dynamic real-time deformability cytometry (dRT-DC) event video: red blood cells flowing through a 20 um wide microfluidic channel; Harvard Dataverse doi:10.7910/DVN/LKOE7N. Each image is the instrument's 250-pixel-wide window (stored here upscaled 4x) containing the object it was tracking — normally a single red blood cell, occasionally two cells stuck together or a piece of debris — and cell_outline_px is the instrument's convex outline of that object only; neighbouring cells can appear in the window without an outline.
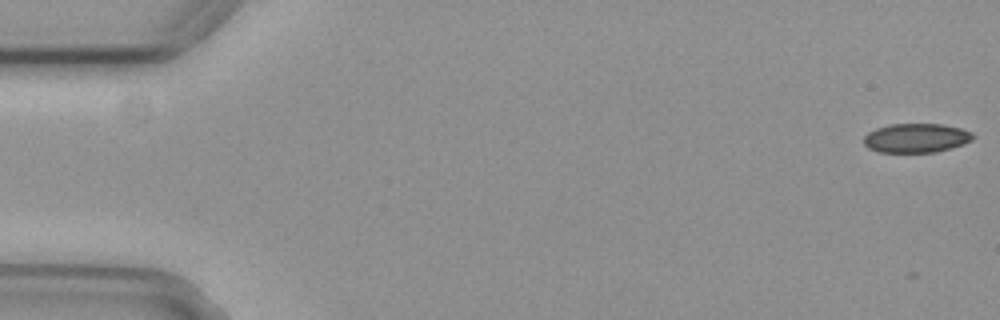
{"species": "common noctule bat (a hibernating species)", "species_latin": "Nyctalus noctula", "temperature_condition": "cold", "stored_images_in_passage": 7, "camera_frame_rate_fps": 3000, "um_per_image_px": 0.085, "animal": {"sex": "female", "body_mass_g": 29.2, "forearm_length_mm": 56.3}, "frame": {"image": 1, "passage_image": 1, "time_ms": 0.0, "image_size_px": [1000, 320], "cell_outline_px": [[976, 136], [972, 140], [964, 144], [936, 152], [880, 152], [868, 148], [864, 144], [864, 136], [868, 132], [876, 128], [888, 124], [944, 124], [960, 128], [972, 132]], "centroid_in_image_um": [77.89, 11.72], "position_along_channel_um": 7.1, "area_um2": 18.67}}